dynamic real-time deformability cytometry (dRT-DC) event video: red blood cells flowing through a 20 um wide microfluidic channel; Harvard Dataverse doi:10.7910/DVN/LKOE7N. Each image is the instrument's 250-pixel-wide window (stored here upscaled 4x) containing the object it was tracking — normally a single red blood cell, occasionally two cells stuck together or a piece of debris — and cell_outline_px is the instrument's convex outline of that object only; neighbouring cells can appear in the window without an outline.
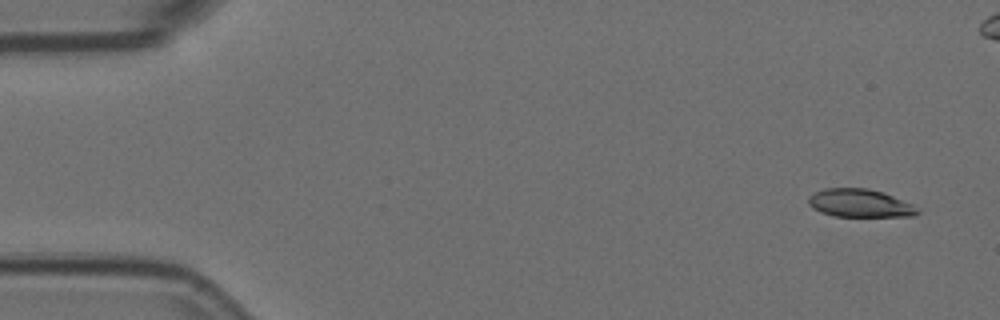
{"species": "Egyptian fruit bat (a non-hibernating species)", "species_latin": "Rousettus aegyptiacus", "temperature_condition": "room temperature", "stored_images_in_passage": 6, "camera_frame_rate_fps": 3000, "um_per_image_px": 0.085, "animal": {"sex": "female"}, "frame": {"image": 1, "passage_image": 1, "time_ms": 0.0, "image_size_px": [1000, 320], "cell_outline_px": [[920, 212], [912, 216], [836, 216], [820, 212], [812, 208], [808, 204], [808, 196], [812, 192], [824, 188], [868, 188], [892, 196], [912, 204], [920, 208]], "centroid_in_image_um": [73.04, 17.26], "position_along_channel_um": 12.0, "area_um2": 17.86}}